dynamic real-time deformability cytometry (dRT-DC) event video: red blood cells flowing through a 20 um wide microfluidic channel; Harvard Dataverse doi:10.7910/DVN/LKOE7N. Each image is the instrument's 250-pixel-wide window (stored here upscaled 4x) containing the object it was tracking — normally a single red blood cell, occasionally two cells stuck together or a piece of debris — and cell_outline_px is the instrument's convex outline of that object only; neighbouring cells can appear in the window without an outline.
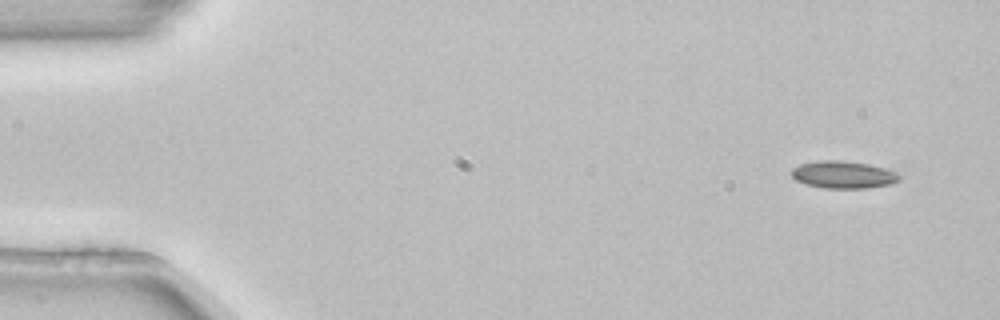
{"species": "common noctule bat (a hibernating species)", "species_latin": "Nyctalus noctula", "temperature_condition": "room temperature", "stored_images_in_passage": 4, "segment_of_instrument_passage": [1, 2], "camera_frame_rate_fps": 3000, "um_per_image_px": 0.085, "animal": {"sex": "female", "body_mass_g": 22.7, "forearm_length_mm": 54.2}, "frame": {"image": 1, "passage_image": 1, "time_ms": 0.0, "image_size_px": [1000, 320], "cell_outline_px": [[904, 176], [900, 180], [892, 184], [868, 188], [824, 188], [804, 184], [796, 180], [792, 176], [792, 168], [800, 164], [816, 160], [840, 160], [868, 164], [884, 168], [896, 172]], "centroid_in_image_um": [71.7, 14.85], "position_along_channel_um": 13.3, "area_um2": 17.4}}